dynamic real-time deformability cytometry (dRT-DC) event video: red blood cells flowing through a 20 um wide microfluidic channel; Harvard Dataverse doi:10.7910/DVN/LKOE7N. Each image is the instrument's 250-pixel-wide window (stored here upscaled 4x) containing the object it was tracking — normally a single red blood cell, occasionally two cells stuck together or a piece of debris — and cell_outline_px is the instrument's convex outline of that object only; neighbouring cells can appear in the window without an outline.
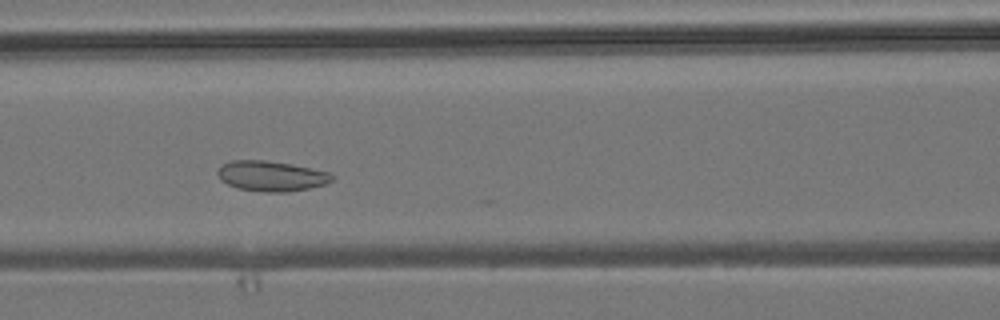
{"species": "common noctule bat (a hibernating species)", "species_latin": "Nyctalus noctula", "temperature_condition": "room temperature", "stored_images_in_passage": 9, "camera_frame_rate_fps": 3000, "um_per_image_px": 0.085, "animal": {"sex": "male", "body_mass_g": 19.2, "forearm_length_mm": 51.8}, "frame": {"image": 1, "passage_image": 6, "time_ms": 5.667, "image_size_px": [1000, 320], "cell_outline_px": [[336, 176], [332, 180], [324, 184], [308, 188], [288, 192], [264, 192], [240, 188], [228, 184], [220, 180], [216, 172], [224, 164], [232, 160], [264, 160], [292, 164], [328, 172]], "centroid_in_image_um": [23.06, 14.96], "position_along_channel_um": 143.5, "area_um2": 20.0}}
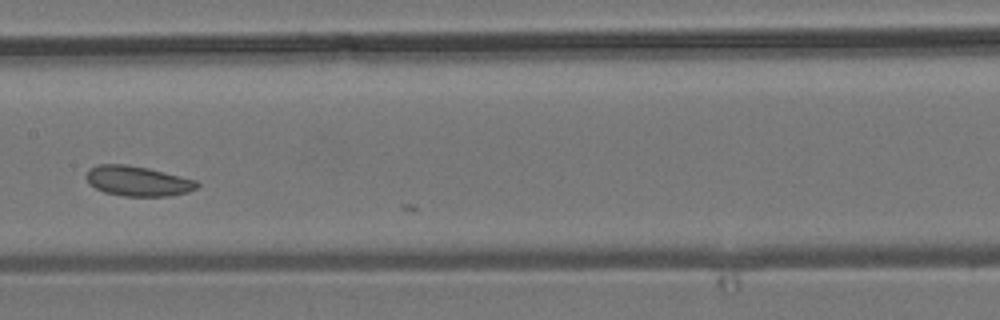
{"frame": {"image": 2, "passage_image": 7, "time_ms": 7.0, "image_size_px": [1000, 320], "cell_outline_px": [[200, 184], [196, 188], [188, 192], [172, 196], [124, 196], [104, 192], [88, 184], [88, 168], [100, 164], [124, 164], [148, 168], [196, 180]], "centroid_in_image_um": [11.72, 15.39], "position_along_channel_um": 195.7, "area_um2": 19.31}}